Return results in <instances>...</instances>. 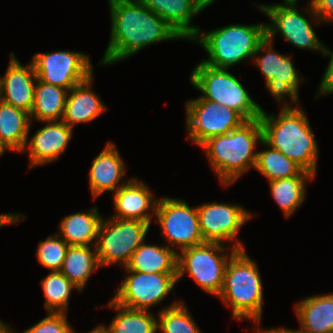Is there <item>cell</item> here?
I'll return each mask as SVG.
<instances>
[{
    "mask_svg": "<svg viewBox=\"0 0 333 333\" xmlns=\"http://www.w3.org/2000/svg\"><path fill=\"white\" fill-rule=\"evenodd\" d=\"M197 212L200 232L205 242L234 241L233 248L244 249L237 234L242 225L250 220V212L237 204L216 202L197 206Z\"/></svg>",
    "mask_w": 333,
    "mask_h": 333,
    "instance_id": "5bb4252c",
    "label": "cell"
},
{
    "mask_svg": "<svg viewBox=\"0 0 333 333\" xmlns=\"http://www.w3.org/2000/svg\"><path fill=\"white\" fill-rule=\"evenodd\" d=\"M178 253L168 246L143 242L133 252L126 270L143 273H177Z\"/></svg>",
    "mask_w": 333,
    "mask_h": 333,
    "instance_id": "cb8c5ba5",
    "label": "cell"
},
{
    "mask_svg": "<svg viewBox=\"0 0 333 333\" xmlns=\"http://www.w3.org/2000/svg\"><path fill=\"white\" fill-rule=\"evenodd\" d=\"M156 15L164 19L183 39L192 40L200 27L191 26L194 15L207 5L205 0H140Z\"/></svg>",
    "mask_w": 333,
    "mask_h": 333,
    "instance_id": "d6986e66",
    "label": "cell"
},
{
    "mask_svg": "<svg viewBox=\"0 0 333 333\" xmlns=\"http://www.w3.org/2000/svg\"><path fill=\"white\" fill-rule=\"evenodd\" d=\"M7 68L4 77H0V100L30 113L37 80L32 62L25 67L11 53Z\"/></svg>",
    "mask_w": 333,
    "mask_h": 333,
    "instance_id": "2e32d148",
    "label": "cell"
},
{
    "mask_svg": "<svg viewBox=\"0 0 333 333\" xmlns=\"http://www.w3.org/2000/svg\"><path fill=\"white\" fill-rule=\"evenodd\" d=\"M114 207L117 213L111 218L141 220L151 224L152 213L155 214L159 199L153 198L149 186L137 178L119 187L113 196ZM149 210V212L147 211Z\"/></svg>",
    "mask_w": 333,
    "mask_h": 333,
    "instance_id": "ac0fdd59",
    "label": "cell"
},
{
    "mask_svg": "<svg viewBox=\"0 0 333 333\" xmlns=\"http://www.w3.org/2000/svg\"><path fill=\"white\" fill-rule=\"evenodd\" d=\"M256 262L245 249L229 260L220 299L232 308V317L249 319L259 324L262 316L263 286Z\"/></svg>",
    "mask_w": 333,
    "mask_h": 333,
    "instance_id": "277c9868",
    "label": "cell"
},
{
    "mask_svg": "<svg viewBox=\"0 0 333 333\" xmlns=\"http://www.w3.org/2000/svg\"><path fill=\"white\" fill-rule=\"evenodd\" d=\"M231 249L229 257L223 253L226 248L219 242H205L182 250L178 253L177 281L188 273L205 292L219 296L227 264L238 251Z\"/></svg>",
    "mask_w": 333,
    "mask_h": 333,
    "instance_id": "52a82bcc",
    "label": "cell"
},
{
    "mask_svg": "<svg viewBox=\"0 0 333 333\" xmlns=\"http://www.w3.org/2000/svg\"><path fill=\"white\" fill-rule=\"evenodd\" d=\"M72 333H74L73 330H72ZM87 333H111V331L109 330L108 327H105L104 325H100V326H97L96 328H94L92 331L87 332Z\"/></svg>",
    "mask_w": 333,
    "mask_h": 333,
    "instance_id": "f35d334b",
    "label": "cell"
},
{
    "mask_svg": "<svg viewBox=\"0 0 333 333\" xmlns=\"http://www.w3.org/2000/svg\"><path fill=\"white\" fill-rule=\"evenodd\" d=\"M269 149L257 151L255 169L266 176L268 181L290 178L293 176H314L304 171L292 159L286 157L282 152L268 146Z\"/></svg>",
    "mask_w": 333,
    "mask_h": 333,
    "instance_id": "f1b7e54d",
    "label": "cell"
},
{
    "mask_svg": "<svg viewBox=\"0 0 333 333\" xmlns=\"http://www.w3.org/2000/svg\"><path fill=\"white\" fill-rule=\"evenodd\" d=\"M272 45V40L266 36L259 44L255 56L264 49L266 54L255 58V63L265 76L267 89L278 102H284L285 95L294 103L298 102V88L302 77L298 76L291 57L275 52Z\"/></svg>",
    "mask_w": 333,
    "mask_h": 333,
    "instance_id": "9a60e30c",
    "label": "cell"
},
{
    "mask_svg": "<svg viewBox=\"0 0 333 333\" xmlns=\"http://www.w3.org/2000/svg\"><path fill=\"white\" fill-rule=\"evenodd\" d=\"M315 22L333 21V0H310V8L307 10Z\"/></svg>",
    "mask_w": 333,
    "mask_h": 333,
    "instance_id": "e575fe53",
    "label": "cell"
},
{
    "mask_svg": "<svg viewBox=\"0 0 333 333\" xmlns=\"http://www.w3.org/2000/svg\"><path fill=\"white\" fill-rule=\"evenodd\" d=\"M322 54L324 56L330 55V62L327 66V69L324 73L323 79L320 83L319 92L316 95L315 99L323 94H330L333 92V51L328 50L324 45L322 47Z\"/></svg>",
    "mask_w": 333,
    "mask_h": 333,
    "instance_id": "d590c367",
    "label": "cell"
},
{
    "mask_svg": "<svg viewBox=\"0 0 333 333\" xmlns=\"http://www.w3.org/2000/svg\"><path fill=\"white\" fill-rule=\"evenodd\" d=\"M284 4L258 5L273 22L266 25L267 37L273 40L281 32L284 39L300 49L322 52L323 44L319 41L312 24L297 9L298 0H284Z\"/></svg>",
    "mask_w": 333,
    "mask_h": 333,
    "instance_id": "7c38bea8",
    "label": "cell"
},
{
    "mask_svg": "<svg viewBox=\"0 0 333 333\" xmlns=\"http://www.w3.org/2000/svg\"><path fill=\"white\" fill-rule=\"evenodd\" d=\"M260 119L244 122L228 134L211 137L200 147L206 151L212 169L225 186H229L257 161L256 144L262 143Z\"/></svg>",
    "mask_w": 333,
    "mask_h": 333,
    "instance_id": "3957f363",
    "label": "cell"
},
{
    "mask_svg": "<svg viewBox=\"0 0 333 333\" xmlns=\"http://www.w3.org/2000/svg\"><path fill=\"white\" fill-rule=\"evenodd\" d=\"M46 123L48 124L45 127L39 129L31 137L29 143L26 142L22 151L25 153L29 146L30 169L56 161L65 151L71 139L73 129L62 120L46 121Z\"/></svg>",
    "mask_w": 333,
    "mask_h": 333,
    "instance_id": "e0dca14e",
    "label": "cell"
},
{
    "mask_svg": "<svg viewBox=\"0 0 333 333\" xmlns=\"http://www.w3.org/2000/svg\"><path fill=\"white\" fill-rule=\"evenodd\" d=\"M256 332L257 333H305V332H303V331H301V330H288V329H284V328H277V329H267V330H262V329H260V328H257L256 329Z\"/></svg>",
    "mask_w": 333,
    "mask_h": 333,
    "instance_id": "74e56055",
    "label": "cell"
},
{
    "mask_svg": "<svg viewBox=\"0 0 333 333\" xmlns=\"http://www.w3.org/2000/svg\"><path fill=\"white\" fill-rule=\"evenodd\" d=\"M101 219L96 207H92L89 212L70 214L60 221V232L57 234L69 246H89L92 242L96 245Z\"/></svg>",
    "mask_w": 333,
    "mask_h": 333,
    "instance_id": "d4e9b609",
    "label": "cell"
},
{
    "mask_svg": "<svg viewBox=\"0 0 333 333\" xmlns=\"http://www.w3.org/2000/svg\"><path fill=\"white\" fill-rule=\"evenodd\" d=\"M30 113L0 100V145L21 152L28 141Z\"/></svg>",
    "mask_w": 333,
    "mask_h": 333,
    "instance_id": "603a6c76",
    "label": "cell"
},
{
    "mask_svg": "<svg viewBox=\"0 0 333 333\" xmlns=\"http://www.w3.org/2000/svg\"><path fill=\"white\" fill-rule=\"evenodd\" d=\"M31 60L37 79L68 90L93 73L89 56L80 52L37 53Z\"/></svg>",
    "mask_w": 333,
    "mask_h": 333,
    "instance_id": "4fadbf2b",
    "label": "cell"
},
{
    "mask_svg": "<svg viewBox=\"0 0 333 333\" xmlns=\"http://www.w3.org/2000/svg\"><path fill=\"white\" fill-rule=\"evenodd\" d=\"M0 333H14L9 326L5 325L0 319Z\"/></svg>",
    "mask_w": 333,
    "mask_h": 333,
    "instance_id": "ab89813d",
    "label": "cell"
},
{
    "mask_svg": "<svg viewBox=\"0 0 333 333\" xmlns=\"http://www.w3.org/2000/svg\"><path fill=\"white\" fill-rule=\"evenodd\" d=\"M157 330L161 333H201L183 301L160 310Z\"/></svg>",
    "mask_w": 333,
    "mask_h": 333,
    "instance_id": "1f68e13d",
    "label": "cell"
},
{
    "mask_svg": "<svg viewBox=\"0 0 333 333\" xmlns=\"http://www.w3.org/2000/svg\"><path fill=\"white\" fill-rule=\"evenodd\" d=\"M41 285L46 299L44 306L48 313H67L71 290H79L60 271H50L49 275L41 280Z\"/></svg>",
    "mask_w": 333,
    "mask_h": 333,
    "instance_id": "4dcf8cb0",
    "label": "cell"
},
{
    "mask_svg": "<svg viewBox=\"0 0 333 333\" xmlns=\"http://www.w3.org/2000/svg\"><path fill=\"white\" fill-rule=\"evenodd\" d=\"M191 84L204 98L238 112L246 121L260 118L262 108L250 97L239 80L225 68H214L202 61L190 75Z\"/></svg>",
    "mask_w": 333,
    "mask_h": 333,
    "instance_id": "8992f818",
    "label": "cell"
},
{
    "mask_svg": "<svg viewBox=\"0 0 333 333\" xmlns=\"http://www.w3.org/2000/svg\"><path fill=\"white\" fill-rule=\"evenodd\" d=\"M108 307L119 311L110 323L111 333H157V319L149 310H134L123 307L113 300Z\"/></svg>",
    "mask_w": 333,
    "mask_h": 333,
    "instance_id": "83f0119b",
    "label": "cell"
},
{
    "mask_svg": "<svg viewBox=\"0 0 333 333\" xmlns=\"http://www.w3.org/2000/svg\"><path fill=\"white\" fill-rule=\"evenodd\" d=\"M314 176H293L290 178L268 181L271 194L286 217H290L305 198L306 181Z\"/></svg>",
    "mask_w": 333,
    "mask_h": 333,
    "instance_id": "f546056e",
    "label": "cell"
},
{
    "mask_svg": "<svg viewBox=\"0 0 333 333\" xmlns=\"http://www.w3.org/2000/svg\"><path fill=\"white\" fill-rule=\"evenodd\" d=\"M155 216L167 245H177L180 251L205 243L199 228L197 207L187 202L163 197L158 200Z\"/></svg>",
    "mask_w": 333,
    "mask_h": 333,
    "instance_id": "30bf717a",
    "label": "cell"
},
{
    "mask_svg": "<svg viewBox=\"0 0 333 333\" xmlns=\"http://www.w3.org/2000/svg\"><path fill=\"white\" fill-rule=\"evenodd\" d=\"M92 252L89 246H69L60 270L79 291L86 286L90 275L99 269L100 263L96 247Z\"/></svg>",
    "mask_w": 333,
    "mask_h": 333,
    "instance_id": "4316f807",
    "label": "cell"
},
{
    "mask_svg": "<svg viewBox=\"0 0 333 333\" xmlns=\"http://www.w3.org/2000/svg\"><path fill=\"white\" fill-rule=\"evenodd\" d=\"M109 6L111 38L100 64L110 65L126 59L152 43L182 39L140 0H114Z\"/></svg>",
    "mask_w": 333,
    "mask_h": 333,
    "instance_id": "6da1fadb",
    "label": "cell"
},
{
    "mask_svg": "<svg viewBox=\"0 0 333 333\" xmlns=\"http://www.w3.org/2000/svg\"><path fill=\"white\" fill-rule=\"evenodd\" d=\"M189 139L201 146L211 137L228 134L246 120L235 110L204 98L186 102Z\"/></svg>",
    "mask_w": 333,
    "mask_h": 333,
    "instance_id": "9c48e42d",
    "label": "cell"
},
{
    "mask_svg": "<svg viewBox=\"0 0 333 333\" xmlns=\"http://www.w3.org/2000/svg\"><path fill=\"white\" fill-rule=\"evenodd\" d=\"M124 164L115 144L109 142L93 160L89 170V187L94 199L105 191L115 192L127 183L118 184L126 171Z\"/></svg>",
    "mask_w": 333,
    "mask_h": 333,
    "instance_id": "ffe728a7",
    "label": "cell"
},
{
    "mask_svg": "<svg viewBox=\"0 0 333 333\" xmlns=\"http://www.w3.org/2000/svg\"><path fill=\"white\" fill-rule=\"evenodd\" d=\"M127 272L130 274L125 277L112 300L134 310H149L163 301L178 282L177 273Z\"/></svg>",
    "mask_w": 333,
    "mask_h": 333,
    "instance_id": "8fae6325",
    "label": "cell"
},
{
    "mask_svg": "<svg viewBox=\"0 0 333 333\" xmlns=\"http://www.w3.org/2000/svg\"><path fill=\"white\" fill-rule=\"evenodd\" d=\"M305 112L299 107L283 104L278 116L260 115L264 145L282 152L304 171L316 174L318 144Z\"/></svg>",
    "mask_w": 333,
    "mask_h": 333,
    "instance_id": "7a4b0ae2",
    "label": "cell"
},
{
    "mask_svg": "<svg viewBox=\"0 0 333 333\" xmlns=\"http://www.w3.org/2000/svg\"><path fill=\"white\" fill-rule=\"evenodd\" d=\"M266 25L231 24L205 35L199 32L192 40H197L208 53L209 57L203 63L229 69L246 58L255 57L259 44L267 36Z\"/></svg>",
    "mask_w": 333,
    "mask_h": 333,
    "instance_id": "5b68a950",
    "label": "cell"
},
{
    "mask_svg": "<svg viewBox=\"0 0 333 333\" xmlns=\"http://www.w3.org/2000/svg\"><path fill=\"white\" fill-rule=\"evenodd\" d=\"M5 148L3 146L0 145V152H5Z\"/></svg>",
    "mask_w": 333,
    "mask_h": 333,
    "instance_id": "b9f144b4",
    "label": "cell"
},
{
    "mask_svg": "<svg viewBox=\"0 0 333 333\" xmlns=\"http://www.w3.org/2000/svg\"><path fill=\"white\" fill-rule=\"evenodd\" d=\"M92 80L93 75L68 92L62 121L72 129L76 124L95 120L107 109L99 96L91 90Z\"/></svg>",
    "mask_w": 333,
    "mask_h": 333,
    "instance_id": "44dd1931",
    "label": "cell"
},
{
    "mask_svg": "<svg viewBox=\"0 0 333 333\" xmlns=\"http://www.w3.org/2000/svg\"><path fill=\"white\" fill-rule=\"evenodd\" d=\"M66 313H52L23 333H72V326L66 319Z\"/></svg>",
    "mask_w": 333,
    "mask_h": 333,
    "instance_id": "836d02e7",
    "label": "cell"
},
{
    "mask_svg": "<svg viewBox=\"0 0 333 333\" xmlns=\"http://www.w3.org/2000/svg\"><path fill=\"white\" fill-rule=\"evenodd\" d=\"M300 322L299 330L305 333H333V293L314 295L295 305Z\"/></svg>",
    "mask_w": 333,
    "mask_h": 333,
    "instance_id": "7402d4cb",
    "label": "cell"
},
{
    "mask_svg": "<svg viewBox=\"0 0 333 333\" xmlns=\"http://www.w3.org/2000/svg\"><path fill=\"white\" fill-rule=\"evenodd\" d=\"M215 1L216 0H205L207 7Z\"/></svg>",
    "mask_w": 333,
    "mask_h": 333,
    "instance_id": "60d3db41",
    "label": "cell"
},
{
    "mask_svg": "<svg viewBox=\"0 0 333 333\" xmlns=\"http://www.w3.org/2000/svg\"><path fill=\"white\" fill-rule=\"evenodd\" d=\"M69 245L58 234L50 235L38 245V262L51 271H60Z\"/></svg>",
    "mask_w": 333,
    "mask_h": 333,
    "instance_id": "d6a6232c",
    "label": "cell"
},
{
    "mask_svg": "<svg viewBox=\"0 0 333 333\" xmlns=\"http://www.w3.org/2000/svg\"><path fill=\"white\" fill-rule=\"evenodd\" d=\"M150 225L141 220L102 218L95 245L100 266L119 262L126 267L133 252L144 242Z\"/></svg>",
    "mask_w": 333,
    "mask_h": 333,
    "instance_id": "ba28073f",
    "label": "cell"
},
{
    "mask_svg": "<svg viewBox=\"0 0 333 333\" xmlns=\"http://www.w3.org/2000/svg\"><path fill=\"white\" fill-rule=\"evenodd\" d=\"M36 82L31 122L33 118L42 122L62 120L69 90L39 79Z\"/></svg>",
    "mask_w": 333,
    "mask_h": 333,
    "instance_id": "484cf974",
    "label": "cell"
},
{
    "mask_svg": "<svg viewBox=\"0 0 333 333\" xmlns=\"http://www.w3.org/2000/svg\"><path fill=\"white\" fill-rule=\"evenodd\" d=\"M20 216L19 214H0V227L4 225H9L11 223H19L20 221Z\"/></svg>",
    "mask_w": 333,
    "mask_h": 333,
    "instance_id": "8d00e7d4",
    "label": "cell"
}]
</instances>
